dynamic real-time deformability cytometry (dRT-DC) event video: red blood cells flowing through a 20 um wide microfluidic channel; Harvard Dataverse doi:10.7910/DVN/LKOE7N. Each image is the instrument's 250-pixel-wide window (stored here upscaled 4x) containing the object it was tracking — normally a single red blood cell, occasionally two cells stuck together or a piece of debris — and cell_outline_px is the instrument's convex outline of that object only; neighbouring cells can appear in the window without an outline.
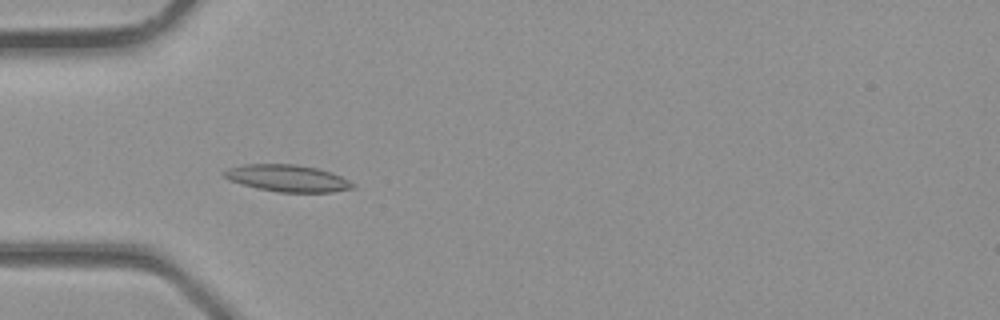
{"species": "common noctule bat (a hibernating species)", "species_latin": "Nyctalus noctula", "temperature_condition": "room temperature", "stored_images_in_passage": 4, "camera_frame_rate_fps": 3000, "um_per_image_px": 0.085, "animal": {"sex": "male", "body_mass_g": 23.1, "forearm_length_mm": 52.7}, "frame": {"image": 1, "passage_image": 3, "time_ms": 0.667, "image_size_px": [1000, 320], "cell_outline_px": [[356, 188], [332, 192], [276, 192], [256, 188], [228, 180], [220, 172], [228, 168], [244, 164], [296, 164], [320, 168], [332, 172], [356, 184]], "centroid_in_image_um": [24.44, 15.15], "position_along_channel_um": 60.6, "area_um2": 20.46}}
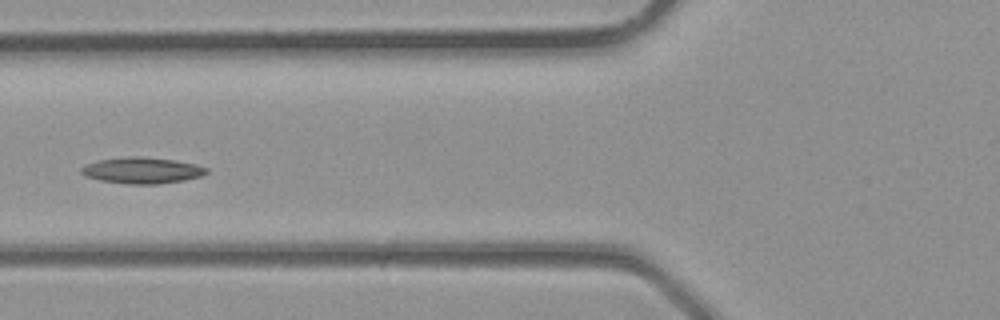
{"frame": {"image": 2, "passage_image": 4, "time_ms": 1.0, "image_size_px": [1000, 320], "cell_outline_px": [[208, 172], [200, 176], [184, 180], [160, 184], [128, 184], [100, 180], [84, 176], [80, 172], [80, 168], [84, 164], [96, 160], [124, 156], [140, 156], [176, 160], [196, 164], [208, 168]], "centroid_in_image_um": [12.03, 14.47], "position_along_channel_um": 113.8, "area_um2": 19.42}}